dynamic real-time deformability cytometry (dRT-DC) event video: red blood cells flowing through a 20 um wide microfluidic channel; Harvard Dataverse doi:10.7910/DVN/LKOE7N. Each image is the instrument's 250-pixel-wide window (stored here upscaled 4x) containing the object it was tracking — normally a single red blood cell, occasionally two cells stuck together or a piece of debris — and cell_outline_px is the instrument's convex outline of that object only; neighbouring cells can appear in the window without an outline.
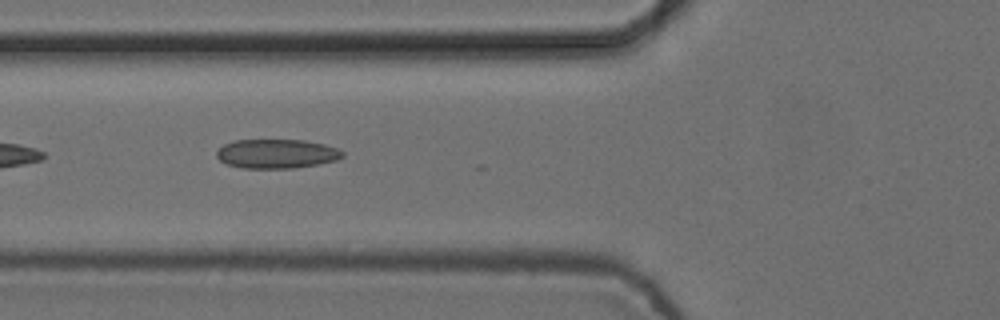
{"species": "common noctule bat (a hibernating species)", "species_latin": "Nyctalus noctula", "temperature_condition": "cold", "stored_images_in_passage": 10, "camera_frame_rate_fps": 3000, "um_per_image_px": 0.085, "animal": {"sex": "female", "body_mass_g": 24.6, "forearm_length_mm": 56.2}, "frame": {"image": 1, "passage_image": 6, "time_ms": 1.667, "image_size_px": [1000, 320], "cell_outline_px": [[344, 156], [336, 160], [296, 168], [244, 168], [228, 164], [220, 160], [216, 156], [216, 152], [224, 144], [232, 140], [304, 140], [324, 144], [340, 148], [344, 152]], "centroid_in_image_um": [23.53, 13.06], "position_along_channel_um": 102.3, "area_um2": 21.44}}
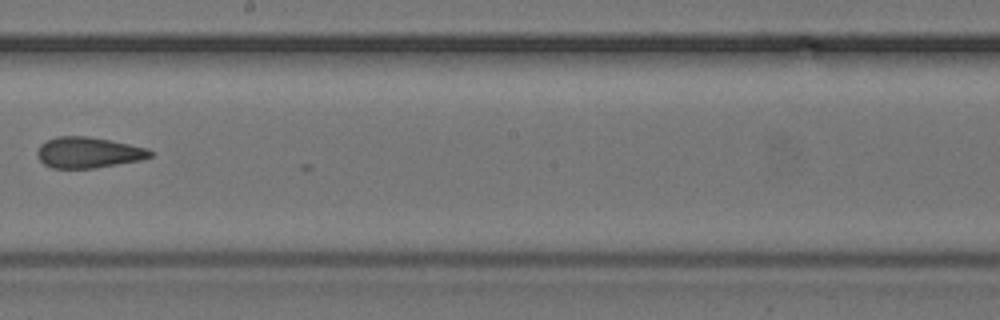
{"frame": {"image": 2, "passage_image": 9, "time_ms": 2.667, "image_size_px": [1000, 320], "cell_outline_px": [[152, 156], [140, 160], [96, 168], [52, 168], [44, 164], [40, 160], [36, 152], [40, 144], [56, 136], [88, 136], [148, 148], [152, 152]], "centroid_in_image_um": [7.48, 12.96], "position_along_channel_um": 240.7, "area_um2": 20.23}}
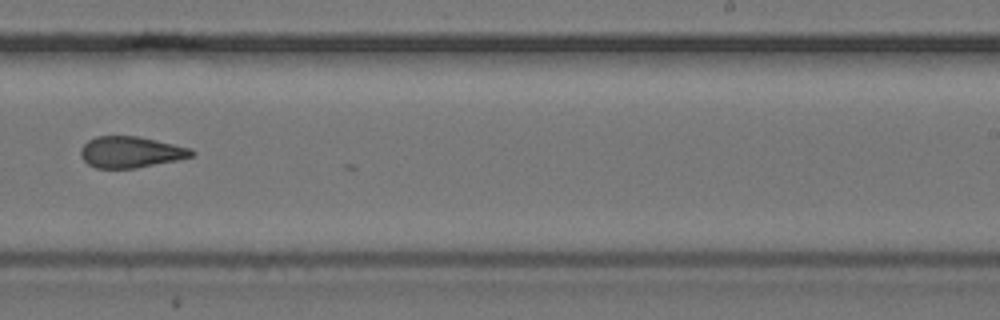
{"frame": {"image": 3, "passage_image": 10, "time_ms": 3.0, "image_size_px": [1000, 320], "cell_outline_px": [[196, 152], [192, 156], [176, 160], [136, 168], [96, 168], [88, 164], [80, 156], [80, 148], [88, 140], [96, 136], [136, 136], [156, 140], [192, 148]], "centroid_in_image_um": [11.1, 12.92], "position_along_channel_um": 277.9, "area_um2": 20.17}}